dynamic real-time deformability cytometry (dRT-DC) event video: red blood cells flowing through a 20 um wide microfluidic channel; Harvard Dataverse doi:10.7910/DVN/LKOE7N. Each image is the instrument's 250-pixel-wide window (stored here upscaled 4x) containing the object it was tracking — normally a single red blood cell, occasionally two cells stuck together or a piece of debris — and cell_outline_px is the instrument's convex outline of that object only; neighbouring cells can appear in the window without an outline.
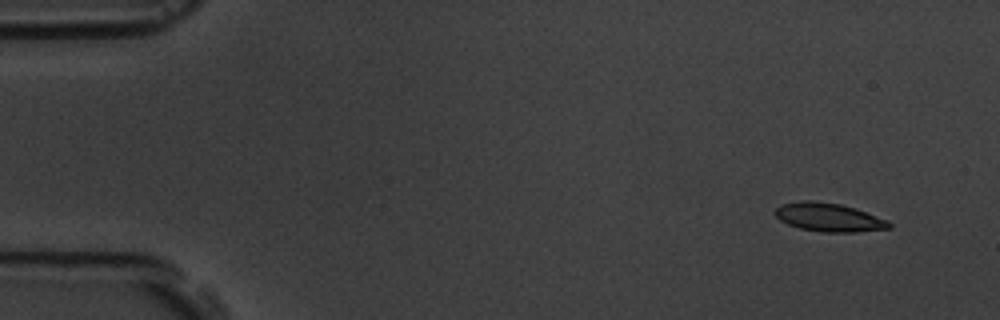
{"species": "common noctule bat (a hibernating species)", "species_latin": "Nyctalus noctula", "temperature_condition": "room temperature", "stored_images_in_passage": 4, "camera_frame_rate_fps": 3000, "um_per_image_px": 0.085, "animal": {"sex": "male", "body_mass_g": 19.5, "forearm_length_mm": 54.6}, "frame": {"image": 1, "passage_image": 1, "time_ms": 0.0, "image_size_px": [1000, 320], "cell_outline_px": [[892, 228], [856, 232], [824, 232], [800, 228], [788, 224], [780, 220], [772, 212], [780, 204], [800, 200], [812, 200], [840, 204], [856, 208], [888, 220], [892, 224]], "centroid_in_image_um": [70.44, 18.46], "position_along_channel_um": 14.6, "area_um2": 19.13}}